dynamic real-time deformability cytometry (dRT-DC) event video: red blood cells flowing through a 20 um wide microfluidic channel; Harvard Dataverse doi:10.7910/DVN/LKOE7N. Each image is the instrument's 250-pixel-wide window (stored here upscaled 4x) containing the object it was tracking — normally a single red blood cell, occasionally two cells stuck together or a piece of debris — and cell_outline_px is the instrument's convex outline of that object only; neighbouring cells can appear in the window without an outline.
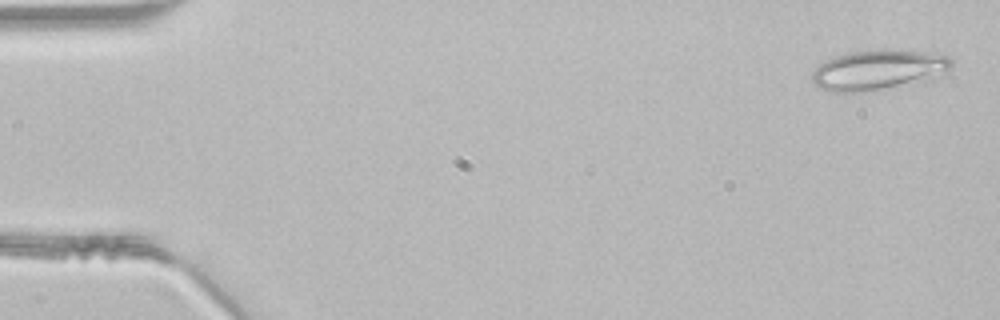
{"species": "common noctule bat (a hibernating species)", "species_latin": "Nyctalus noctula", "temperature_condition": "room temperature", "stored_images_in_passage": 48, "camera_frame_rate_fps": 3000, "um_per_image_px": 0.085, "animal": {"sex": "male", "body_mass_g": 21.5, "forearm_length_mm": 52.0}, "frame": {"image": 1, "passage_image": 2, "time_ms": 0.333, "image_size_px": [1000, 320], "cell_outline_px": [[952, 64], [948, 72], [912, 84], [860, 92], [828, 92], [820, 88], [812, 80], [812, 72], [820, 64], [836, 56], [848, 52], [876, 48], [908, 48], [948, 56], [952, 60]], "centroid_in_image_um": [74.69, 5.9], "position_along_channel_um": 10.3, "area_um2": 33.18}}
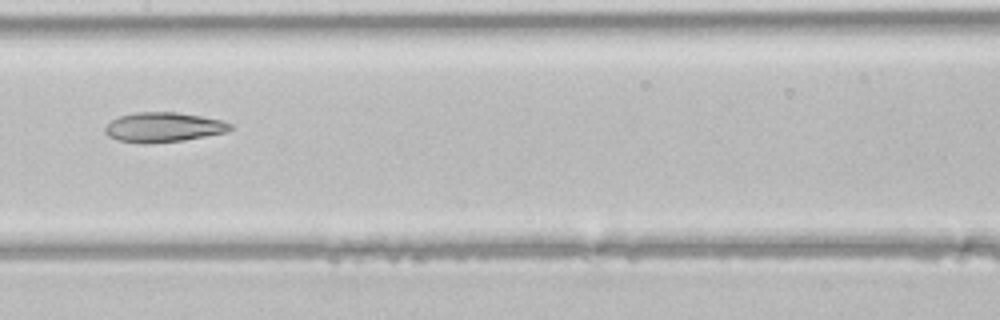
{"frame": {"image": 2, "passage_image": 24, "time_ms": 7.667, "image_size_px": [1000, 320], "cell_outline_px": [[232, 128], [228, 132], [184, 140], [144, 144], [140, 144], [116, 140], [108, 136], [104, 132], [104, 128], [112, 120], [120, 116], [132, 112], [176, 112], [200, 116], [220, 120], [232, 124]], "centroid_in_image_um": [13.86, 10.82], "position_along_channel_um": 193.5, "area_um2": 21.79}}
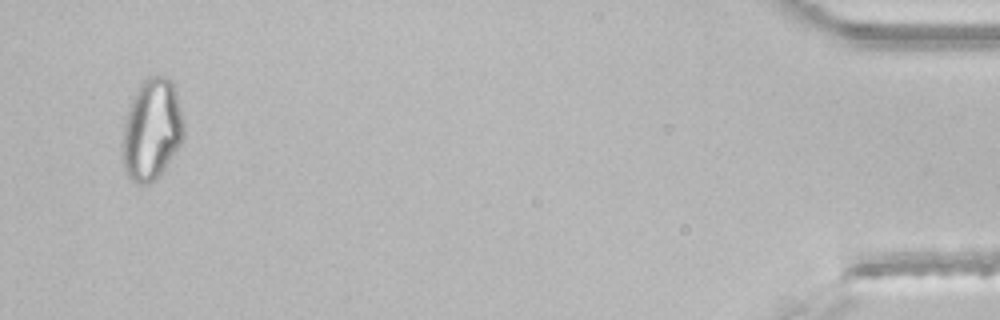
{"frame": {"image": 3, "passage_image": 46, "time_ms": 15.0, "image_size_px": [1000, 320], "cell_outline_px": [[184, 136], [180, 144], [160, 176], [156, 180], [148, 184], [136, 184], [124, 172], [124, 116], [132, 96], [140, 80], [148, 76], [168, 76], [176, 88], [184, 120]], "centroid_in_image_um": [12.91, 10.97], "position_along_channel_um": 422.3, "area_um2": 36.76}}